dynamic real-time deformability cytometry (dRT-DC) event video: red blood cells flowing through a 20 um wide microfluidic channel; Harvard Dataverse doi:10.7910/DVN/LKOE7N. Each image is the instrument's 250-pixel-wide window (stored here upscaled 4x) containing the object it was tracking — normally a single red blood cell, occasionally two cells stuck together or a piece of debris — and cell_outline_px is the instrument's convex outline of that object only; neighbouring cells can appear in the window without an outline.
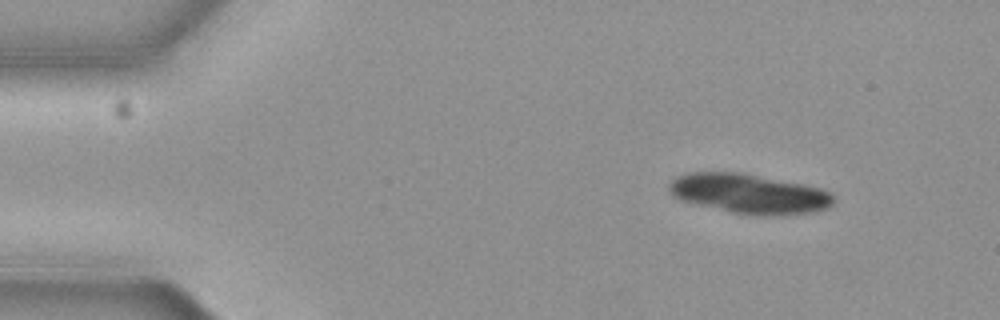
{"species": "common noctule bat (a hibernating species)", "species_latin": "Nyctalus noctula", "temperature_condition": "cold", "stored_images_in_passage": 56, "camera_frame_rate_fps": 3000, "um_per_image_px": 0.085, "animal": {"sex": "female", "body_mass_g": 19.3, "forearm_length_mm": 54.1}, "frame": {"image": 1, "passage_image": 6, "time_ms": 1.667, "image_size_px": [1000, 320], "cell_outline_px": [[832, 204], [828, 208], [816, 212], [736, 212], [680, 200], [668, 188], [668, 184], [676, 176], [688, 172], [740, 172], [804, 184], [820, 188], [828, 192], [832, 196]], "centroid_in_image_um": [63.62, 16.39], "position_along_channel_um": 21.4, "area_um2": 36.36}}
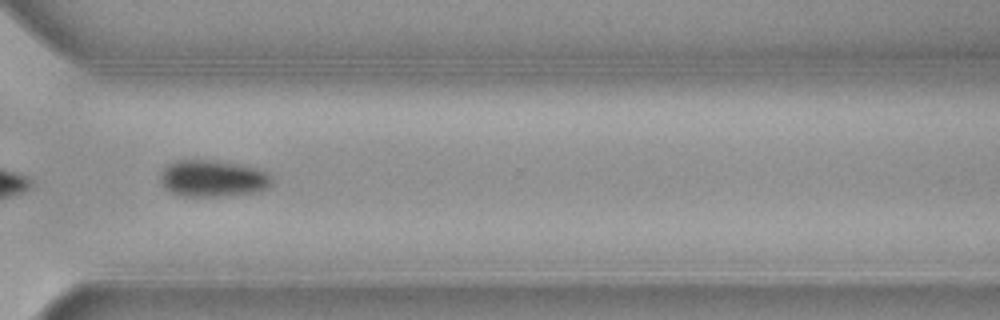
{"frame": {"image": 2, "passage_image": 41, "time_ms": 13.333, "image_size_px": [1000, 320], "cell_outline_px": [[272, 184], [268, 188], [260, 192], [228, 196], [176, 196], [164, 188], [160, 180], [160, 172], [168, 164], [176, 160], [216, 160], [244, 164], [260, 168], [268, 172], [272, 176]], "centroid_in_image_um": [18.13, 15.17], "position_along_channel_um": 352.5, "area_um2": 24.68}}
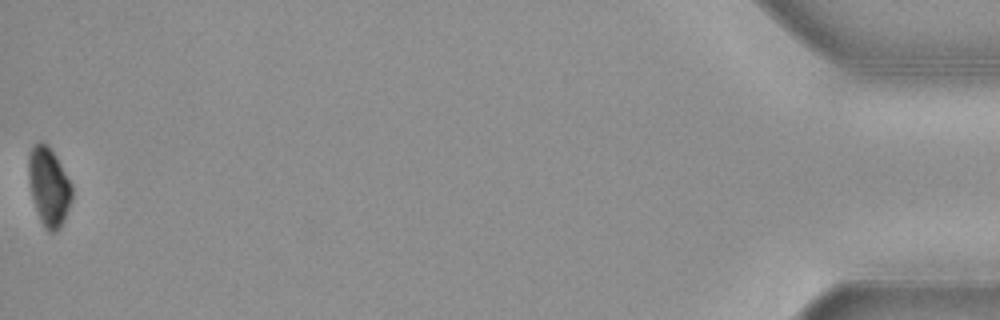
{"frame": {"image": 3, "passage_image": 56, "time_ms": 18.333, "image_size_px": [1000, 320], "cell_outline_px": [[72, 196], [64, 220], [60, 228], [56, 232], [48, 232], [40, 220], [32, 196], [28, 172], [28, 160], [32, 148], [40, 140], [48, 144], [56, 156], [72, 184]], "centroid_in_image_um": [4.16, 15.85], "position_along_channel_um": 431.0, "area_um2": 19.65}, "authors_computed_cell_mechanics": {"area_um2": 25.9811, "velocity_mm_per_s": 3.6688, "shape_relaxation_time_tau1_ms": 1.3328, "shape_relaxation_time_tau2_ms": null, "deformation_change_tau1": 0.0688, "deformation_change_tau2": null}}